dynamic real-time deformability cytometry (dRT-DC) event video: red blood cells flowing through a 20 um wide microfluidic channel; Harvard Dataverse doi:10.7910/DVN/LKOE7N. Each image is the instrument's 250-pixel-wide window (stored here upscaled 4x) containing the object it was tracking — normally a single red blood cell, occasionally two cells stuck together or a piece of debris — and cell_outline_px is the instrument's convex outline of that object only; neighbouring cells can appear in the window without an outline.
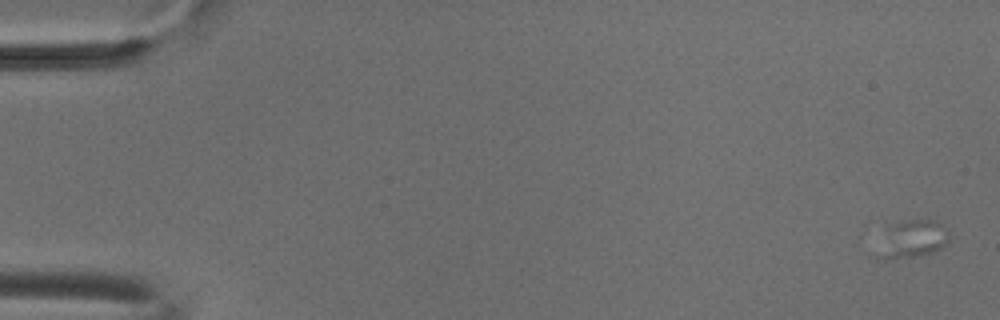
{"species": "common noctule bat (a hibernating species)", "species_latin": "Nyctalus noctula", "temperature_condition": "cold", "stored_images_in_passage": 4, "camera_frame_rate_fps": 3000, "um_per_image_px": 0.085, "animal": {"sex": "male", "body_mass_g": 18.8}, "frame": {"image": 1, "passage_image": 1, "time_ms": 0.0, "image_size_px": [1000, 320], "cell_outline_px": [[948, 240], [940, 248], [932, 252], [912, 256], [884, 260], [876, 256], [888, 224], [904, 220], [932, 220], [940, 224]], "centroid_in_image_um": [77.45, 20.32], "position_along_channel_um": 7.6, "area_um2": 15.14}}